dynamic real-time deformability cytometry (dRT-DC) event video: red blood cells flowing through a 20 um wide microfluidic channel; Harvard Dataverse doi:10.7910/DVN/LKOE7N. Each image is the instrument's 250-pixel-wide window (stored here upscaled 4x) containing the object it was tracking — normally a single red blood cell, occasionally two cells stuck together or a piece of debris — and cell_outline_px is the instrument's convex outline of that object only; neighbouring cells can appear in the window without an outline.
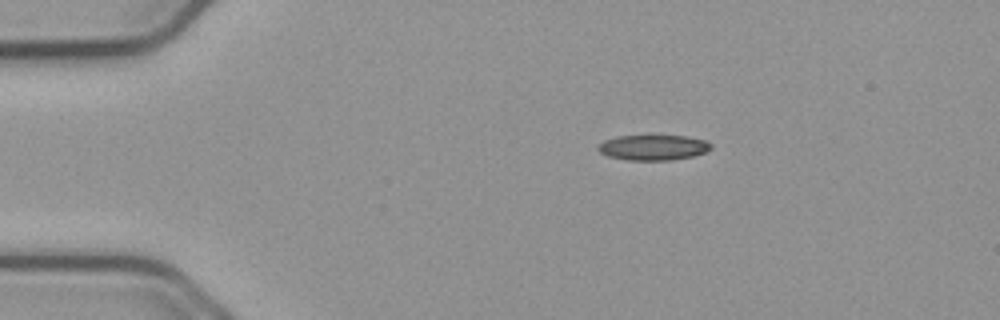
{"species": "common noctule bat (a hibernating species)", "species_latin": "Nyctalus noctula", "temperature_condition": "cold", "stored_images_in_passage": 46, "camera_frame_rate_fps": 3000, "um_per_image_px": 0.085, "animal": {"sex": "male", "body_mass_g": 23.1, "forearm_length_mm": 52.7}, "frame": {"image": 1, "passage_image": 1, "time_ms": 0.0, "image_size_px": [1000, 320], "cell_outline_px": [[712, 148], [704, 152], [692, 156], [672, 160], [628, 160], [608, 156], [600, 152], [596, 148], [596, 144], [604, 140], [616, 136], [688, 136], [704, 140], [712, 144]], "centroid_in_image_um": [55.48, 12.53], "position_along_channel_um": 29.5, "area_um2": 16.7}}
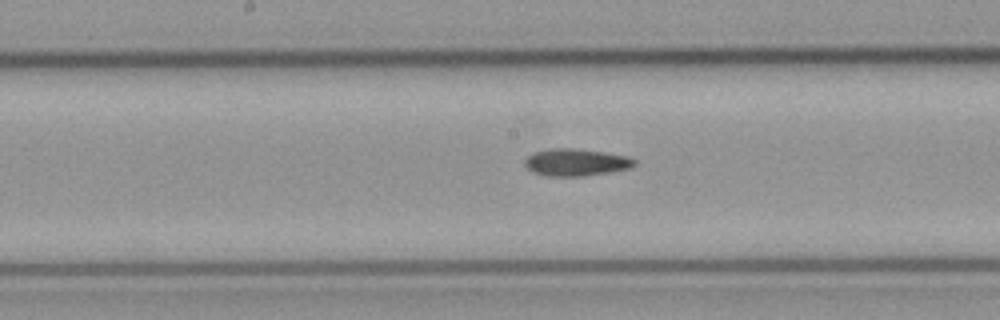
{"frame": {"image": 2, "passage_image": 19, "time_ms": 6.0, "image_size_px": [1000, 320], "cell_outline_px": [[636, 164], [632, 168], [584, 176], [548, 176], [532, 172], [524, 164], [524, 160], [532, 152], [548, 148], [572, 148], [604, 152], [628, 156], [636, 160]], "centroid_in_image_um": [48.95, 13.79], "position_along_channel_um": 199.3, "area_um2": 17.51}}
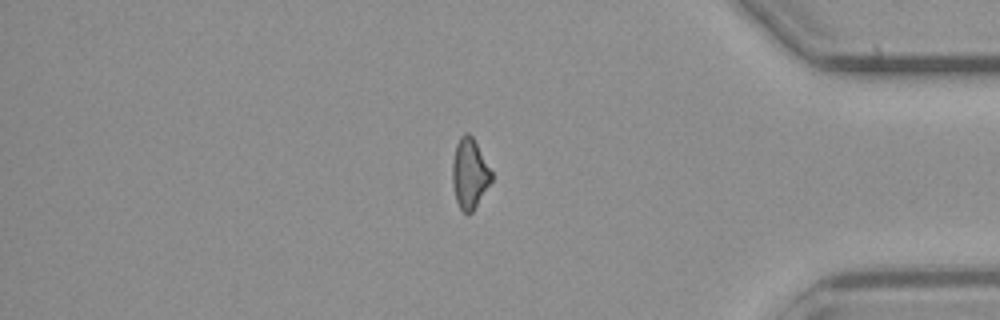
{"frame": {"image": 3, "passage_image": 37, "time_ms": 12.0, "image_size_px": [1000, 320], "cell_outline_px": [[492, 180], [472, 212], [468, 216], [460, 208], [456, 200], [452, 184], [452, 160], [456, 144], [460, 136], [464, 132], [468, 132], [472, 136], [492, 172]], "centroid_in_image_um": [39.89, 14.75], "position_along_channel_um": 395.3, "area_um2": 15.95}}